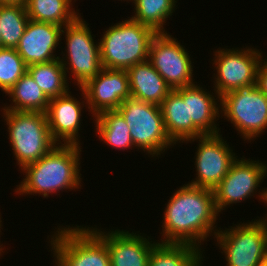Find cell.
<instances>
[{"label":"cell","instance_id":"6da1fadb","mask_svg":"<svg viewBox=\"0 0 267 266\" xmlns=\"http://www.w3.org/2000/svg\"><path fill=\"white\" fill-rule=\"evenodd\" d=\"M218 214L213 190L185 184L174 192L165 208L161 241L199 248L211 233L216 235Z\"/></svg>","mask_w":267,"mask_h":266},{"label":"cell","instance_id":"7a4b0ae2","mask_svg":"<svg viewBox=\"0 0 267 266\" xmlns=\"http://www.w3.org/2000/svg\"><path fill=\"white\" fill-rule=\"evenodd\" d=\"M81 146L57 144L38 161L26 165L22 171L24 180L17 185V194L57 193L63 189H78L81 183L80 152Z\"/></svg>","mask_w":267,"mask_h":266},{"label":"cell","instance_id":"3957f363","mask_svg":"<svg viewBox=\"0 0 267 266\" xmlns=\"http://www.w3.org/2000/svg\"><path fill=\"white\" fill-rule=\"evenodd\" d=\"M157 32L132 19L114 24L100 39L104 68L125 69L148 60L152 39Z\"/></svg>","mask_w":267,"mask_h":266},{"label":"cell","instance_id":"277c9868","mask_svg":"<svg viewBox=\"0 0 267 266\" xmlns=\"http://www.w3.org/2000/svg\"><path fill=\"white\" fill-rule=\"evenodd\" d=\"M9 140L21 170L38 161L57 144L49 131L46 113L3 109Z\"/></svg>","mask_w":267,"mask_h":266},{"label":"cell","instance_id":"5b68a950","mask_svg":"<svg viewBox=\"0 0 267 266\" xmlns=\"http://www.w3.org/2000/svg\"><path fill=\"white\" fill-rule=\"evenodd\" d=\"M67 227L58 228L49 242L57 266H111L106 242L94 228Z\"/></svg>","mask_w":267,"mask_h":266},{"label":"cell","instance_id":"8992f818","mask_svg":"<svg viewBox=\"0 0 267 266\" xmlns=\"http://www.w3.org/2000/svg\"><path fill=\"white\" fill-rule=\"evenodd\" d=\"M117 111L126 121L134 147H139L138 150L158 157L174 145L166 133L159 105L128 98Z\"/></svg>","mask_w":267,"mask_h":266},{"label":"cell","instance_id":"52a82bcc","mask_svg":"<svg viewBox=\"0 0 267 266\" xmlns=\"http://www.w3.org/2000/svg\"><path fill=\"white\" fill-rule=\"evenodd\" d=\"M267 215L265 218L221 228L215 237L227 266H258L267 253Z\"/></svg>","mask_w":267,"mask_h":266},{"label":"cell","instance_id":"ba28073f","mask_svg":"<svg viewBox=\"0 0 267 266\" xmlns=\"http://www.w3.org/2000/svg\"><path fill=\"white\" fill-rule=\"evenodd\" d=\"M62 34H65L67 49L66 55L63 53L62 59L59 58V60L64 67L66 76L70 70L73 78L77 81L75 83H78L80 88L103 69L100 44L99 42L95 44L88 24L80 15L63 27Z\"/></svg>","mask_w":267,"mask_h":266},{"label":"cell","instance_id":"9c48e42d","mask_svg":"<svg viewBox=\"0 0 267 266\" xmlns=\"http://www.w3.org/2000/svg\"><path fill=\"white\" fill-rule=\"evenodd\" d=\"M219 102L220 113L233 123L243 139L253 140L267 129V97L256 85L229 91Z\"/></svg>","mask_w":267,"mask_h":266},{"label":"cell","instance_id":"30bf717a","mask_svg":"<svg viewBox=\"0 0 267 266\" xmlns=\"http://www.w3.org/2000/svg\"><path fill=\"white\" fill-rule=\"evenodd\" d=\"M257 49H220L215 51L213 65L217 70L214 92L219 100L225 93L256 85L257 71L263 57Z\"/></svg>","mask_w":267,"mask_h":266},{"label":"cell","instance_id":"8fae6325","mask_svg":"<svg viewBox=\"0 0 267 266\" xmlns=\"http://www.w3.org/2000/svg\"><path fill=\"white\" fill-rule=\"evenodd\" d=\"M148 61L172 90L195 83L189 53L167 31L152 39Z\"/></svg>","mask_w":267,"mask_h":266},{"label":"cell","instance_id":"7c38bea8","mask_svg":"<svg viewBox=\"0 0 267 266\" xmlns=\"http://www.w3.org/2000/svg\"><path fill=\"white\" fill-rule=\"evenodd\" d=\"M220 133L192 138L199 139L195 158L196 178L188 183L193 186L214 190L227 175L237 157Z\"/></svg>","mask_w":267,"mask_h":266},{"label":"cell","instance_id":"4fadbf2b","mask_svg":"<svg viewBox=\"0 0 267 266\" xmlns=\"http://www.w3.org/2000/svg\"><path fill=\"white\" fill-rule=\"evenodd\" d=\"M243 158L236 159L227 175L213 190L218 213L225 210L227 205L240 203L256 194L259 184L267 176V164Z\"/></svg>","mask_w":267,"mask_h":266},{"label":"cell","instance_id":"5bb4252c","mask_svg":"<svg viewBox=\"0 0 267 266\" xmlns=\"http://www.w3.org/2000/svg\"><path fill=\"white\" fill-rule=\"evenodd\" d=\"M92 117L106 110H117L131 98L129 76L125 69L104 68L80 87Z\"/></svg>","mask_w":267,"mask_h":266},{"label":"cell","instance_id":"9a60e30c","mask_svg":"<svg viewBox=\"0 0 267 266\" xmlns=\"http://www.w3.org/2000/svg\"><path fill=\"white\" fill-rule=\"evenodd\" d=\"M62 26L29 19L16 50L27 66L46 63L60 56L54 51L62 40Z\"/></svg>","mask_w":267,"mask_h":266},{"label":"cell","instance_id":"2e32d148","mask_svg":"<svg viewBox=\"0 0 267 266\" xmlns=\"http://www.w3.org/2000/svg\"><path fill=\"white\" fill-rule=\"evenodd\" d=\"M183 98L188 100V140L203 135H214L219 133V128L214 123L220 117L219 108L215 97L206 92L198 85H189L175 89Z\"/></svg>","mask_w":267,"mask_h":266},{"label":"cell","instance_id":"e0dca14e","mask_svg":"<svg viewBox=\"0 0 267 266\" xmlns=\"http://www.w3.org/2000/svg\"><path fill=\"white\" fill-rule=\"evenodd\" d=\"M82 103L84 101L80 103L69 91L50 99L46 116L49 131L57 144L80 145L78 132L81 127L82 105L84 106Z\"/></svg>","mask_w":267,"mask_h":266},{"label":"cell","instance_id":"ac0fdd59","mask_svg":"<svg viewBox=\"0 0 267 266\" xmlns=\"http://www.w3.org/2000/svg\"><path fill=\"white\" fill-rule=\"evenodd\" d=\"M106 242L111 266H147L155 242L124 230L102 232L94 229Z\"/></svg>","mask_w":267,"mask_h":266},{"label":"cell","instance_id":"d6986e66","mask_svg":"<svg viewBox=\"0 0 267 266\" xmlns=\"http://www.w3.org/2000/svg\"><path fill=\"white\" fill-rule=\"evenodd\" d=\"M127 73L133 99L160 106L172 91L148 60L129 67Z\"/></svg>","mask_w":267,"mask_h":266},{"label":"cell","instance_id":"ffe728a7","mask_svg":"<svg viewBox=\"0 0 267 266\" xmlns=\"http://www.w3.org/2000/svg\"><path fill=\"white\" fill-rule=\"evenodd\" d=\"M201 253V248L194 245L159 241L152 249L147 266H202Z\"/></svg>","mask_w":267,"mask_h":266},{"label":"cell","instance_id":"44dd1931","mask_svg":"<svg viewBox=\"0 0 267 266\" xmlns=\"http://www.w3.org/2000/svg\"><path fill=\"white\" fill-rule=\"evenodd\" d=\"M12 105L3 109L46 113L50 99L44 94L34 79L26 72L6 93Z\"/></svg>","mask_w":267,"mask_h":266},{"label":"cell","instance_id":"7402d4cb","mask_svg":"<svg viewBox=\"0 0 267 266\" xmlns=\"http://www.w3.org/2000/svg\"><path fill=\"white\" fill-rule=\"evenodd\" d=\"M166 133L176 144L188 140V100L172 90L160 105ZM181 141V142H180Z\"/></svg>","mask_w":267,"mask_h":266},{"label":"cell","instance_id":"603a6c76","mask_svg":"<svg viewBox=\"0 0 267 266\" xmlns=\"http://www.w3.org/2000/svg\"><path fill=\"white\" fill-rule=\"evenodd\" d=\"M94 118L97 135L107 145L109 144V146L123 150L134 147L130 136V129L123 116L117 110L103 111Z\"/></svg>","mask_w":267,"mask_h":266},{"label":"cell","instance_id":"cb8c5ba5","mask_svg":"<svg viewBox=\"0 0 267 266\" xmlns=\"http://www.w3.org/2000/svg\"><path fill=\"white\" fill-rule=\"evenodd\" d=\"M71 2V0H26L24 5L29 19L63 27L79 16V13L71 8Z\"/></svg>","mask_w":267,"mask_h":266},{"label":"cell","instance_id":"d4e9b609","mask_svg":"<svg viewBox=\"0 0 267 266\" xmlns=\"http://www.w3.org/2000/svg\"><path fill=\"white\" fill-rule=\"evenodd\" d=\"M27 72L49 99L61 96L69 90L68 79L59 59L29 65Z\"/></svg>","mask_w":267,"mask_h":266},{"label":"cell","instance_id":"484cf974","mask_svg":"<svg viewBox=\"0 0 267 266\" xmlns=\"http://www.w3.org/2000/svg\"><path fill=\"white\" fill-rule=\"evenodd\" d=\"M28 21L23 3L0 4L1 48H16Z\"/></svg>","mask_w":267,"mask_h":266},{"label":"cell","instance_id":"4316f807","mask_svg":"<svg viewBox=\"0 0 267 266\" xmlns=\"http://www.w3.org/2000/svg\"><path fill=\"white\" fill-rule=\"evenodd\" d=\"M135 15L130 19L154 29L165 32L166 20L175 10L176 0H133Z\"/></svg>","mask_w":267,"mask_h":266},{"label":"cell","instance_id":"83f0119b","mask_svg":"<svg viewBox=\"0 0 267 266\" xmlns=\"http://www.w3.org/2000/svg\"><path fill=\"white\" fill-rule=\"evenodd\" d=\"M27 72V65L16 48H0V89L6 94Z\"/></svg>","mask_w":267,"mask_h":266},{"label":"cell","instance_id":"f1b7e54d","mask_svg":"<svg viewBox=\"0 0 267 266\" xmlns=\"http://www.w3.org/2000/svg\"><path fill=\"white\" fill-rule=\"evenodd\" d=\"M256 86L267 97V59L266 58L261 59L260 61V65L257 71Z\"/></svg>","mask_w":267,"mask_h":266},{"label":"cell","instance_id":"f546056e","mask_svg":"<svg viewBox=\"0 0 267 266\" xmlns=\"http://www.w3.org/2000/svg\"><path fill=\"white\" fill-rule=\"evenodd\" d=\"M26 0H0V4H7V3H25Z\"/></svg>","mask_w":267,"mask_h":266},{"label":"cell","instance_id":"4dcf8cb0","mask_svg":"<svg viewBox=\"0 0 267 266\" xmlns=\"http://www.w3.org/2000/svg\"><path fill=\"white\" fill-rule=\"evenodd\" d=\"M261 198L262 201H264L265 203H267V188L264 190H262V193L259 194V196Z\"/></svg>","mask_w":267,"mask_h":266},{"label":"cell","instance_id":"1f68e13d","mask_svg":"<svg viewBox=\"0 0 267 266\" xmlns=\"http://www.w3.org/2000/svg\"><path fill=\"white\" fill-rule=\"evenodd\" d=\"M2 221H1V217H0V228H1V223ZM1 232V231H0ZM1 237V236H0ZM2 249H4V248H2L1 246H0V256H1V253L3 252V250Z\"/></svg>","mask_w":267,"mask_h":266},{"label":"cell","instance_id":"d6a6232c","mask_svg":"<svg viewBox=\"0 0 267 266\" xmlns=\"http://www.w3.org/2000/svg\"><path fill=\"white\" fill-rule=\"evenodd\" d=\"M263 262L267 265V253L265 254V257L263 259Z\"/></svg>","mask_w":267,"mask_h":266},{"label":"cell","instance_id":"836d02e7","mask_svg":"<svg viewBox=\"0 0 267 266\" xmlns=\"http://www.w3.org/2000/svg\"><path fill=\"white\" fill-rule=\"evenodd\" d=\"M258 266H267L264 262L258 264Z\"/></svg>","mask_w":267,"mask_h":266},{"label":"cell","instance_id":"e575fe53","mask_svg":"<svg viewBox=\"0 0 267 266\" xmlns=\"http://www.w3.org/2000/svg\"><path fill=\"white\" fill-rule=\"evenodd\" d=\"M0 48H1V30H0Z\"/></svg>","mask_w":267,"mask_h":266}]
</instances>
